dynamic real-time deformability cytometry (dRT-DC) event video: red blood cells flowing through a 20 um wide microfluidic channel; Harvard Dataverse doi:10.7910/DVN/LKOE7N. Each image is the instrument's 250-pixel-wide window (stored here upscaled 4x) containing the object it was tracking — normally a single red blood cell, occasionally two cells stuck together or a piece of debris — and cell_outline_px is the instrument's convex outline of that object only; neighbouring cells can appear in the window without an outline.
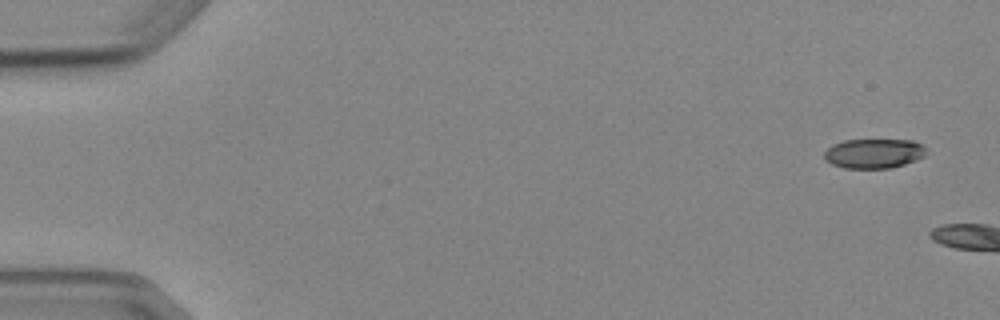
{"species": "Egyptian fruit bat (a non-hibernating species)", "species_latin": "Rousettus aegyptiacus", "temperature_condition": "cold", "stored_images_in_passage": 2, "camera_frame_rate_fps": 3000, "um_per_image_px": 0.085, "animal": {"sex": "female"}, "frame": {"image": 1, "passage_image": 1, "time_ms": 0.0, "image_size_px": [1000, 320], "cell_outline_px": [[924, 156], [916, 160], [892, 168], [844, 168], [832, 164], [824, 160], [824, 152], [832, 144], [844, 140], [912, 140], [924, 144]], "centroid_in_image_um": [74.25, 13.04], "position_along_channel_um": 10.7, "area_um2": 17.63}}